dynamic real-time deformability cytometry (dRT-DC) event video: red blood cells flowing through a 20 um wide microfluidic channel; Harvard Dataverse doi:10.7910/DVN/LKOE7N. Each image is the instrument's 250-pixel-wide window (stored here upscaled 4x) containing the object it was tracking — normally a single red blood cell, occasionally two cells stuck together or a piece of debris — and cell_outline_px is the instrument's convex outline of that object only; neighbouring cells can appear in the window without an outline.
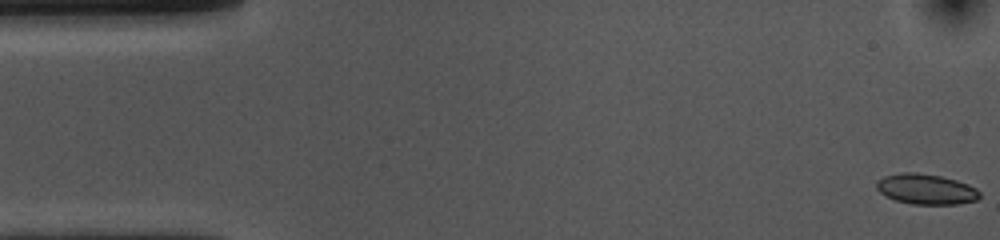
{"species": "common noctule bat (a hibernating species)", "species_latin": "Nyctalus noctula", "temperature_condition": "cold", "stored_images_in_passage": 53, "camera_frame_rate_fps": 3000, "um_per_image_px": 0.085, "animal": {"sex": "female", "body_mass_g": 10.0, "forearm_length_mm": 53.1}, "frame": {"image": 1, "passage_image": 1, "time_ms": 0.0, "image_size_px": [1000, 240], "cell_outline_px": [[980, 196], [976, 200], [956, 204], [912, 204], [896, 200], [880, 192], [876, 188], [876, 180], [884, 176], [900, 172], [916, 172], [940, 176], [956, 180], [968, 184], [976, 188], [980, 192]], "centroid_in_image_um": [78.7, 16.06], "position_along_channel_um": 6.3, "area_um2": 18.21}}
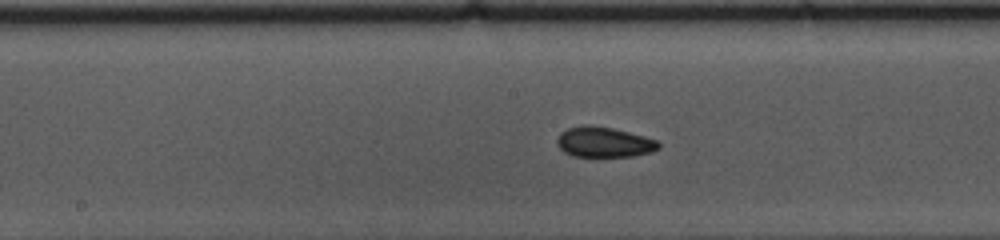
{"frame": {"image": 2, "passage_image": 26, "time_ms": 8.333, "image_size_px": [1000, 240], "cell_outline_px": [[660, 148], [652, 152], [632, 156], [572, 156], [564, 152], [556, 144], [556, 140], [560, 132], [568, 128], [584, 124], [592, 124], [612, 128], [660, 140]], "centroid_in_image_um": [51.34, 12.07], "position_along_channel_um": 196.9, "area_um2": 18.15}}
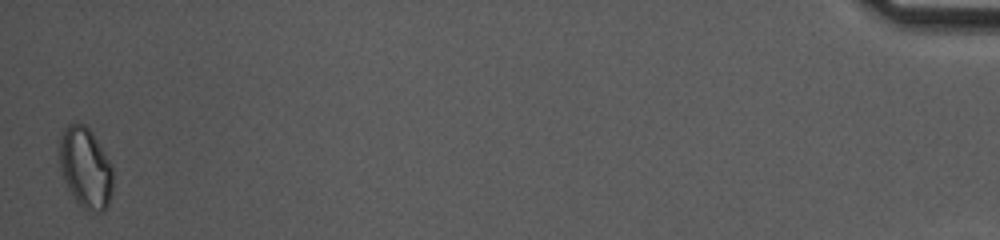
{"frame": {"image": 3, "passage_image": 53, "time_ms": 17.333, "image_size_px": [1000, 240], "cell_outline_px": [[112, 192], [108, 208], [104, 212], [88, 212], [76, 200], [68, 188], [64, 180], [60, 168], [60, 136], [64, 128], [68, 124], [84, 124], [92, 132], [112, 164]], "centroid_in_image_um": [7.29, 14.29], "position_along_channel_um": 427.9, "area_um2": 25.2}, "authors_computed_cell_mechanics": {"area_um2": 18.207, "velocity_mm_per_s": 3.6763, "shape_relaxation_time_tau1_ms": 4.2527, "shape_relaxation_time_tau2_ms": 11.3795, "deformation_change_tau1": 0.0654, "deformation_change_tau2": 0.1322}}